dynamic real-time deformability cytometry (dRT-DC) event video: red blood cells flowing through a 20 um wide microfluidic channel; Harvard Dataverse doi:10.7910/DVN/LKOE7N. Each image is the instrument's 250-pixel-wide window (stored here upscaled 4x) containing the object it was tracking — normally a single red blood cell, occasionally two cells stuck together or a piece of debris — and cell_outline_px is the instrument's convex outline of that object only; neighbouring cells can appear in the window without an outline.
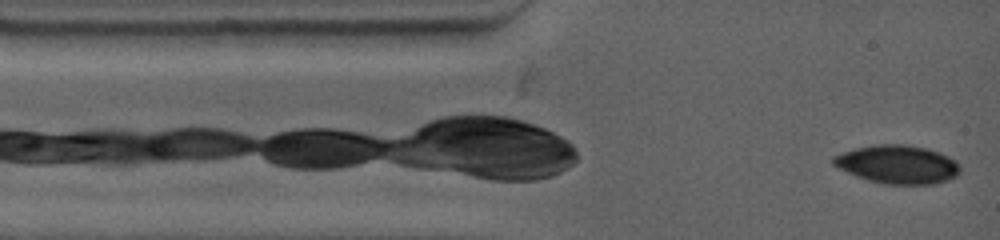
{"species": "common noctule bat (a hibernating species)", "species_latin": "Nyctalus noctula", "temperature_condition": "warm", "stored_images_in_passage": 3, "camera_frame_rate_fps": 4500, "um_per_image_px": 0.085, "animal": {"sex": "female", "body_mass_g": 19.0, "forearm_length_mm": 53.3}, "frame": {"image": 1, "passage_image": 1, "time_ms": 0.0, "image_size_px": [1000, 240], "cell_outline_px": [[960, 172], [956, 176], [948, 180], [932, 184], [884, 184], [868, 180], [856, 176], [832, 164], [832, 156], [856, 148], [880, 144], [904, 144], [928, 148], [948, 156], [956, 160], [960, 164]], "centroid_in_image_um": [76.32, 13.97], "position_along_channel_um": 8.7, "area_um2": 28.38}}